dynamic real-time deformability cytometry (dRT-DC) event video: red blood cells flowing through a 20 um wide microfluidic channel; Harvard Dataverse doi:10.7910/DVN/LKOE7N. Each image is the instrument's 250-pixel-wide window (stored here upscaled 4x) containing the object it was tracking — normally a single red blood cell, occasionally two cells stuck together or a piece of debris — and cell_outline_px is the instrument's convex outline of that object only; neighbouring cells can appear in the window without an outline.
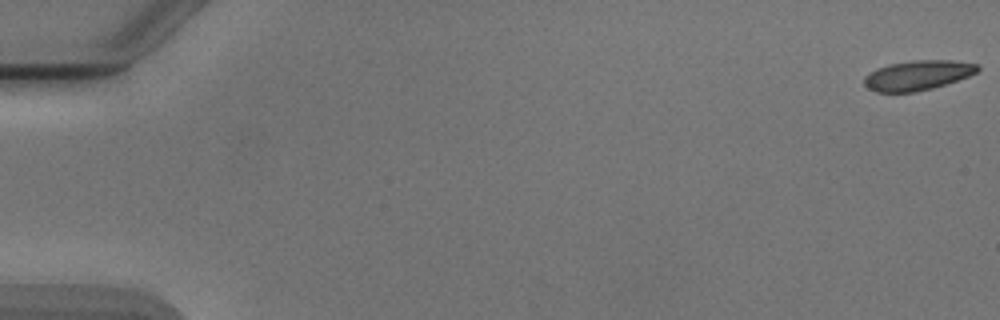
{"species": "Egyptian fruit bat (a non-hibernating species)", "species_latin": "Rousettus aegyptiacus", "temperature_condition": "cold", "stored_images_in_passage": 54, "camera_frame_rate_fps": 3000, "um_per_image_px": 0.085, "animal": {"sex": "male"}, "frame": {"image": 1, "passage_image": 1, "time_ms": 0.0, "image_size_px": [1000, 320], "cell_outline_px": [[980, 68], [976, 72], [968, 76], [932, 88], [916, 92], [876, 92], [868, 88], [864, 84], [864, 76], [868, 72], [876, 68], [888, 64], [912, 60], [952, 60], [980, 64]], "centroid_in_image_um": [77.97, 6.39], "position_along_channel_um": 7.0, "area_um2": 19.77}}
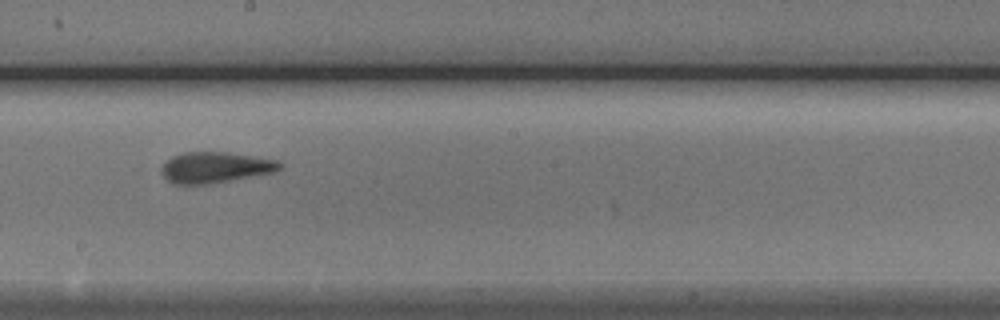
{"frame": {"image": 2, "passage_image": 31, "time_ms": 10.0, "image_size_px": [1000, 320], "cell_outline_px": [[284, 164], [280, 168], [272, 172], [228, 180], [204, 184], [172, 184], [160, 172], [160, 168], [164, 160], [172, 156], [184, 152], [228, 152], [280, 160]], "centroid_in_image_um": [18.25, 14.21], "position_along_channel_um": 230.0, "area_um2": 21.27}}
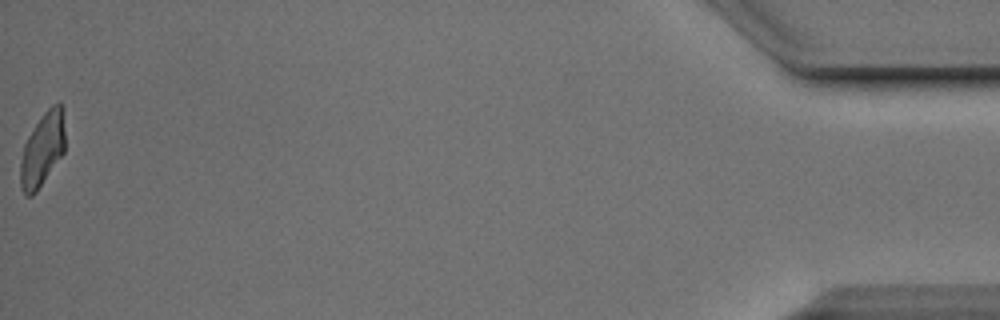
{"frame": {"image": 3, "passage_image": 54, "time_ms": 17.667, "image_size_px": [1000, 320], "cell_outline_px": [[64, 152], [36, 192], [32, 196], [24, 196], [20, 188], [20, 164], [24, 144], [28, 136], [44, 112], [52, 104], [60, 104], [64, 108]], "centroid_in_image_um": [3.6, 12.72], "position_along_channel_um": 431.6, "area_um2": 19.13}, "authors_computed_cell_mechanics": {"area_um2": 20.519, "velocity_mm_per_s": 3.8863, "shape_relaxation_time_tau1_ms": 4.343, "shape_relaxation_time_tau2_ms": 1.2979, "deformation_change_tau1": 0.177, "deformation_change_tau2": 0.1062}}